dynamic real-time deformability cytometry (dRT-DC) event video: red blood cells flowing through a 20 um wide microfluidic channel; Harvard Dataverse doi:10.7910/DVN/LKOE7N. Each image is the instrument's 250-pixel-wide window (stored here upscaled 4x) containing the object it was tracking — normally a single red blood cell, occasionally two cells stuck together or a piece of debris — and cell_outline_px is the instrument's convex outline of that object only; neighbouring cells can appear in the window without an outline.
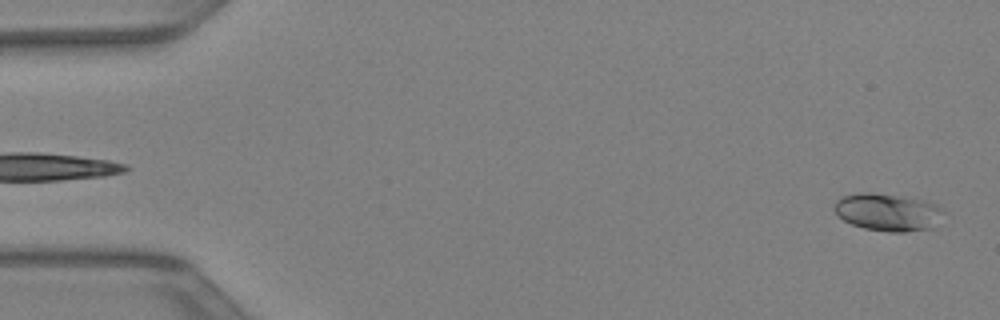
{"species": "Egyptian fruit bat (a non-hibernating species)", "species_latin": "Rousettus aegyptiacus", "temperature_condition": "warm", "stored_images_in_passage": 43, "camera_frame_rate_fps": 3000, "um_per_image_px": 0.085, "animal": {"sex": "female"}, "frame": {"image": 1, "passage_image": 1, "time_ms": 0.0, "image_size_px": [1000, 320], "cell_outline_px": [[948, 212], [932, 228], [904, 232], [888, 232], [864, 228], [852, 224], [844, 220], [836, 212], [836, 200], [840, 196], [860, 192], [872, 192], [924, 200], [936, 204]], "centroid_in_image_um": [75.52, 18.03], "position_along_channel_um": 9.5, "area_um2": 23.99}}
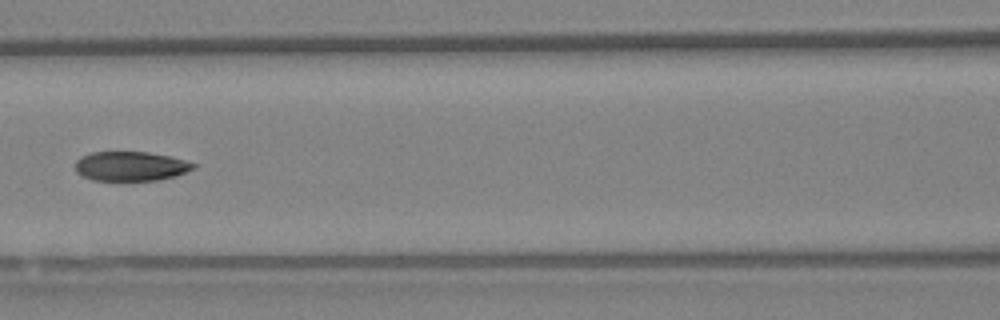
{"frame": {"image": 2, "passage_image": 19, "time_ms": 6.0, "image_size_px": [1000, 320], "cell_outline_px": [[196, 168], [176, 176], [156, 180], [92, 180], [76, 172], [76, 160], [80, 156], [92, 152], [148, 152], [172, 156], [196, 164]], "centroid_in_image_um": [11.12, 14.12], "position_along_channel_um": 155.5, "area_um2": 20.29}}
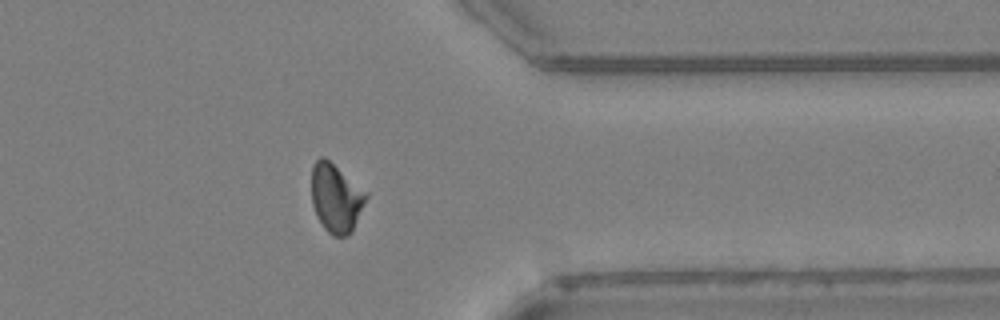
{"frame": {"image": 3, "passage_image": 34, "time_ms": 11.0, "image_size_px": [1000, 320], "cell_outline_px": [[368, 196], [352, 232], [348, 236], [332, 236], [324, 228], [316, 216], [312, 204], [312, 164], [320, 156], [324, 156], [368, 192]], "centroid_in_image_um": [28.56, 16.83], "position_along_channel_um": 382.8, "area_um2": 22.02}}